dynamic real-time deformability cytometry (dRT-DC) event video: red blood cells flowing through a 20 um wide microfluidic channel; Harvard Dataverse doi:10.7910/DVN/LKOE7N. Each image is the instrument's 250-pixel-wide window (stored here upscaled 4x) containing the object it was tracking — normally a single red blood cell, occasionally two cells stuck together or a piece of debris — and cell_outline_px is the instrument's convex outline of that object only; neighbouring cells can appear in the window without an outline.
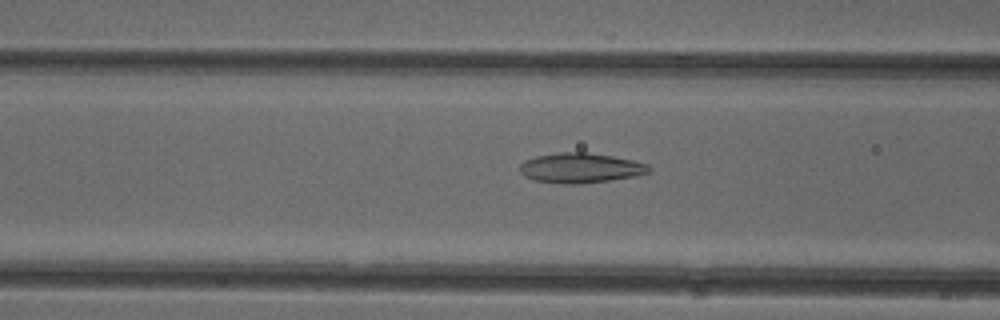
{"species": "common noctule bat (a hibernating species)", "species_latin": "Nyctalus noctula", "temperature_condition": "cold", "stored_images_in_passage": 45, "camera_frame_rate_fps": 3000, "um_per_image_px": 0.085, "animal": {"sex": "female"}, "frame": {"image": 1, "passage_image": 14, "time_ms": 4.333, "image_size_px": [1000, 320], "cell_outline_px": [[652, 172], [636, 176], [608, 180], [576, 184], [564, 184], [536, 180], [524, 176], [520, 172], [520, 164], [524, 160], [536, 156], [560, 152], [584, 152], [612, 156], [632, 160], [648, 164], [652, 168]], "centroid_in_image_um": [49.36, 14.27], "position_along_channel_um": 117.2, "area_um2": 22.48}}
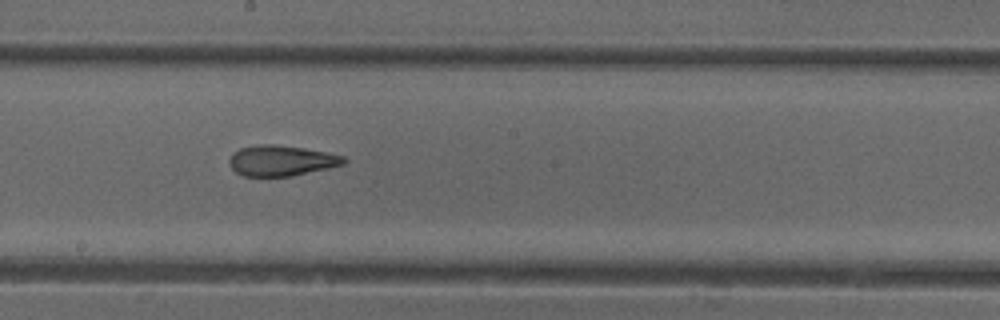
{"frame": {"image": 2, "passage_image": 22, "time_ms": 7.0, "image_size_px": [1000, 320], "cell_outline_px": [[348, 160], [344, 164], [328, 168], [288, 176], [244, 176], [236, 172], [228, 164], [228, 160], [232, 152], [240, 148], [260, 144], [272, 144], [304, 148], [344, 156]], "centroid_in_image_um": [23.87, 13.64], "position_along_channel_um": 224.3, "area_um2": 20.29}}
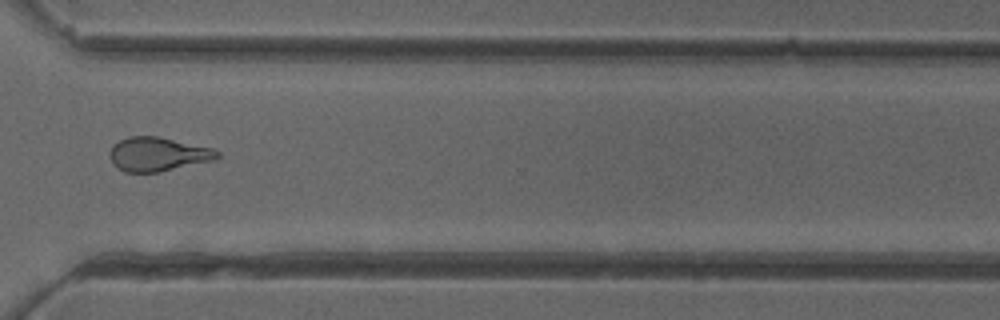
{"frame": {"image": 3, "passage_image": 32, "time_ms": 10.333, "image_size_px": [1000, 320], "cell_outline_px": [[220, 156], [216, 160], [160, 172], [124, 172], [116, 168], [112, 164], [108, 156], [108, 152], [112, 144], [128, 136], [160, 136], [212, 148], [220, 152]], "centroid_in_image_um": [13.39, 13.11], "position_along_channel_um": 357.2, "area_um2": 21.79}, "authors_computed_cell_mechanics": {"area_um2": 21.6172, "velocity_mm_per_s": 3.9916, "shape_relaxation_time_tau1_ms": 11.0013, "shape_relaxation_time_tau2_ms": 2.0018, "deformation_change_tau1": 0.2225, "deformation_change_tau2": 0.1043}}